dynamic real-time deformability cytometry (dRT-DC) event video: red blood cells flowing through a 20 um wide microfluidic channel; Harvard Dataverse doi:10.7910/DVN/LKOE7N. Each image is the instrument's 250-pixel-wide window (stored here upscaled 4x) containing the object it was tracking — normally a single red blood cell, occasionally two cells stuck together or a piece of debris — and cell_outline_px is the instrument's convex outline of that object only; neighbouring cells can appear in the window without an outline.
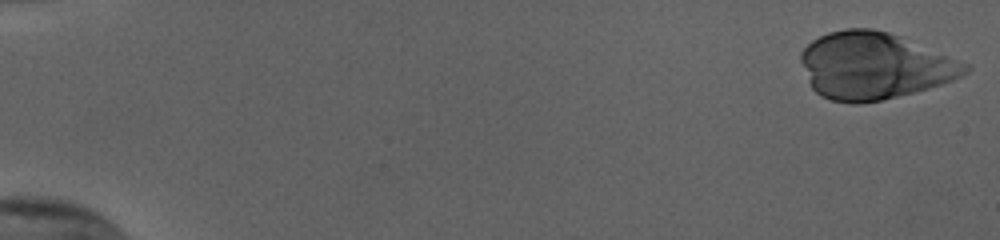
{"species": "human", "species_latin": "Homo sapiens", "temperature_condition": "cold", "stored_images_in_passage": 45, "camera_frame_rate_fps": 3000, "um_per_image_px": 0.085, "donor": {"sex": "female"}, "frame": {"image": 1, "passage_image": 1, "time_ms": 0.0, "image_size_px": [1000, 240], "cell_outline_px": [[972, 68], [968, 72], [952, 80], [928, 88], [880, 100], [856, 104], [852, 104], [832, 100], [820, 96], [812, 88], [808, 80], [800, 60], [800, 52], [812, 40], [828, 32], [844, 28], [872, 28], [888, 32], [900, 36], [968, 64]], "centroid_in_image_um": [74.27, 5.58], "position_along_channel_um": 10.7, "area_um2": 63.52}}